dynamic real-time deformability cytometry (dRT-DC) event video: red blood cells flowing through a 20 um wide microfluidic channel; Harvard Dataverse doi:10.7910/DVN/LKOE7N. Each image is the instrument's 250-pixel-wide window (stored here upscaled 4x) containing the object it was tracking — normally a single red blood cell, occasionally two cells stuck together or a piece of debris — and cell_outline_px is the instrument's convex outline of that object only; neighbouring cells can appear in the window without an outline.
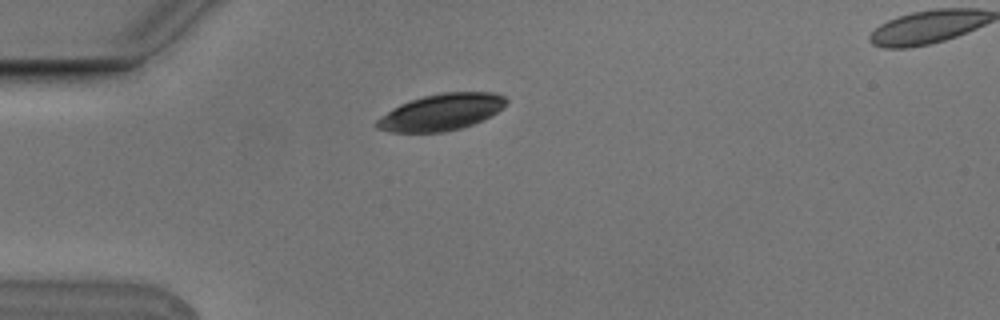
{"species": "Egyptian fruit bat (a non-hibernating species)", "species_latin": "Rousettus aegyptiacus", "temperature_condition": "cold", "stored_images_in_passage": 4, "camera_frame_rate_fps": 3000, "um_per_image_px": 0.085, "animal": {"sex": "male"}, "frame": {"image": 1, "passage_image": 4, "time_ms": 1.0, "image_size_px": [1000, 320], "cell_outline_px": [[508, 100], [496, 112], [472, 124], [460, 128], [444, 132], [392, 132], [376, 128], [376, 120], [380, 116], [392, 108], [400, 104], [424, 96], [440, 92], [496, 92], [504, 96]], "centroid_in_image_um": [37.47, 9.52], "position_along_channel_um": 47.5, "area_um2": 27.28}}